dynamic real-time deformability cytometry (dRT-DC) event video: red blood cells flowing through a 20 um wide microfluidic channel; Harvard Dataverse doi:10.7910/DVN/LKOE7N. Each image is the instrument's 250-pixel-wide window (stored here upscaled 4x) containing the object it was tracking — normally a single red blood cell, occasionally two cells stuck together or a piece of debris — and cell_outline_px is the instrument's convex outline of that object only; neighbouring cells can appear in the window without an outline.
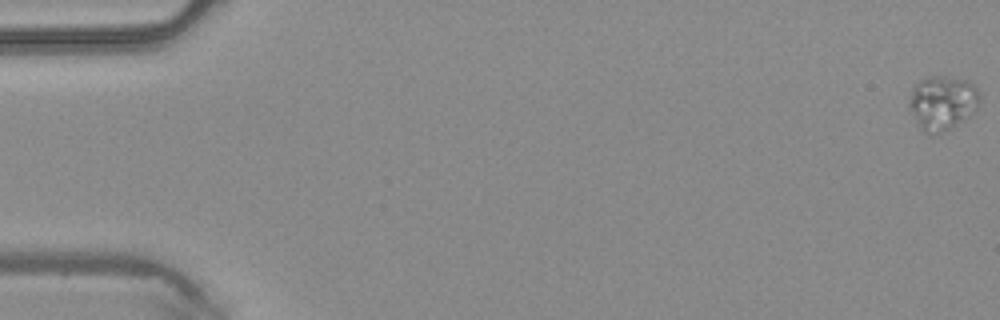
{"species": "common noctule bat (a hibernating species)", "species_latin": "Nyctalus noctula", "temperature_condition": "warm", "stored_images_in_passage": 48, "camera_frame_rate_fps": 3000, "um_per_image_px": 0.085, "animal": {"sex": "male", "body_mass_g": 20.4}, "frame": {"image": 1, "passage_image": 1, "time_ms": 0.0, "image_size_px": [1000, 320], "cell_outline_px": [[980, 100], [976, 108], [968, 116], [948, 128], [940, 132], [924, 132], [920, 128], [908, 108], [908, 104], [912, 92], [916, 84], [920, 80], [928, 76], [944, 76], [968, 80], [976, 88], [980, 96]], "centroid_in_image_um": [80.09, 8.69], "position_along_channel_um": 4.9, "area_um2": 21.79}}
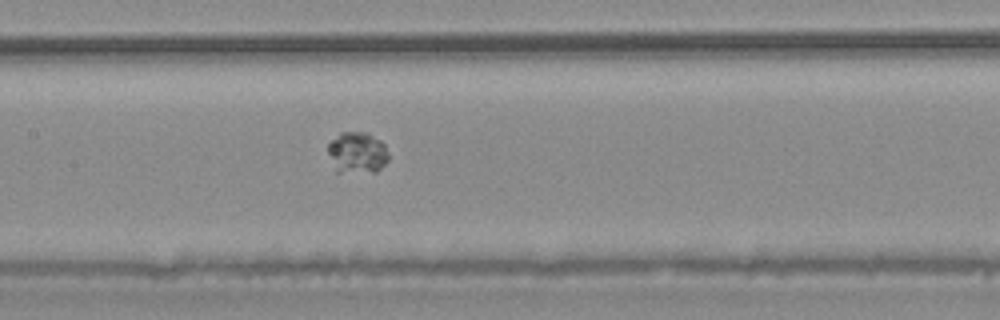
{"frame": {"image": 2, "passage_image": 24, "time_ms": 7.667, "image_size_px": [1000, 320], "cell_outline_px": [[388, 160], [376, 172], [336, 172], [328, 152], [328, 144], [340, 132], [368, 132], [380, 140], [384, 144], [388, 156]], "centroid_in_image_um": [30.36, 12.97], "position_along_channel_um": 177.0, "area_um2": 14.57}}
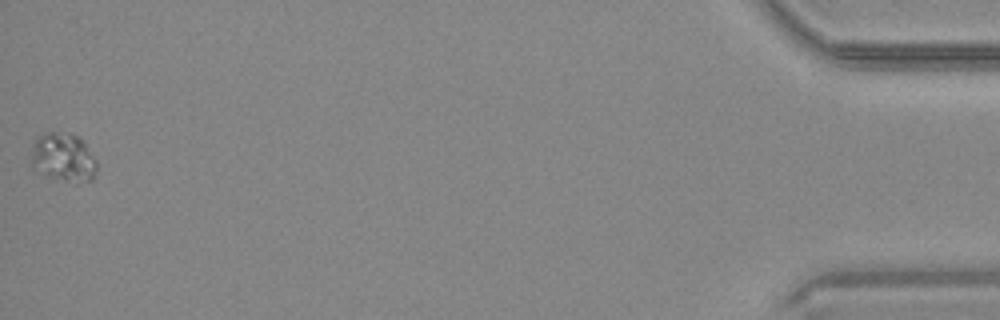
{"frame": {"image": 3, "passage_image": 48, "time_ms": 15.667, "image_size_px": [1000, 320], "cell_outline_px": [[96, 176], [92, 180], [76, 184], [44, 176], [36, 172], [32, 168], [32, 144], [36, 136], [44, 132], [68, 132], [80, 136], [96, 160]], "centroid_in_image_um": [5.37, 13.39], "position_along_channel_um": 429.8, "area_um2": 19.36}}